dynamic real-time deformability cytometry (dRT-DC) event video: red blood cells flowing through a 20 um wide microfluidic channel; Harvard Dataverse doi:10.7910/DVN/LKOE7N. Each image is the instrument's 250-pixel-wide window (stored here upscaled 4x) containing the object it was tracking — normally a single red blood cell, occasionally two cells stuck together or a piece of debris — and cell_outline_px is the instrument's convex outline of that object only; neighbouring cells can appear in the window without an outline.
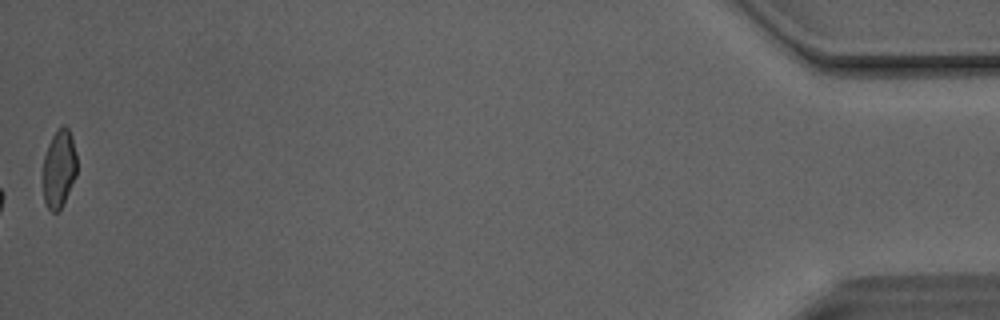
{"species": "Egyptian fruit bat (a non-hibernating species)", "species_latin": "Rousettus aegyptiacus", "temperature_condition": "room temperature", "stored_images_in_passage": 51, "camera_frame_rate_fps": 3000, "um_per_image_px": 0.085, "animal": {"sex": "male"}, "frame": {"image": 1, "passage_image": 51, "time_ms": 16.667, "image_size_px": [1000, 320], "cell_outline_px": [[76, 176], [60, 208], [56, 212], [52, 212], [48, 208], [44, 200], [44, 156], [48, 144], [52, 136], [60, 124], [64, 124], [68, 128], [72, 136], [76, 152]], "centroid_in_image_um": [5.03, 14.26], "position_along_channel_um": 430.2, "area_um2": 15.26}, "authors_computed_cell_mechanics": {"area_um2": 22.4842, "velocity_mm_per_s": 4.1373, "shape_relaxation_time_tau1_ms": 8.2841, "shape_relaxation_time_tau2_ms": 2.0134, "deformation_change_tau1": 0.2126, "deformation_change_tau2": 0.1079}}